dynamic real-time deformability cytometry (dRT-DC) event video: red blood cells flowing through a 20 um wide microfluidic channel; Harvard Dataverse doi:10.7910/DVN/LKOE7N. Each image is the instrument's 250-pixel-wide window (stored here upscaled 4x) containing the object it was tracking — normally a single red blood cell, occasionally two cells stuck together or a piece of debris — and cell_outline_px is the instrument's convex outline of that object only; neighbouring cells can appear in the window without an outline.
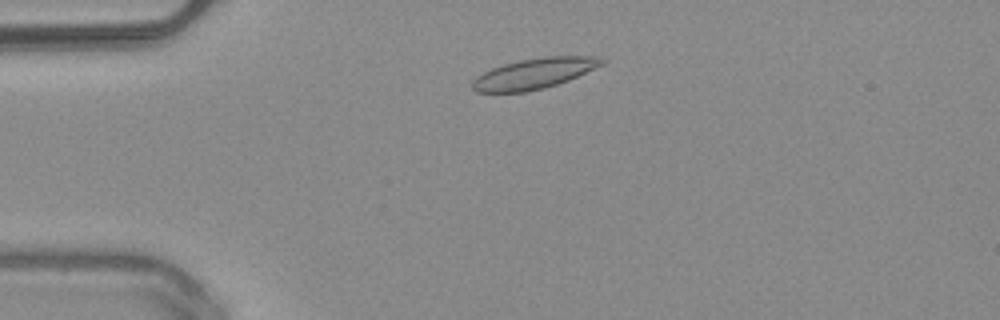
{"species": "common noctule bat (a hibernating species)", "species_latin": "Nyctalus noctula", "temperature_condition": "warm", "stored_images_in_passage": 45, "camera_frame_rate_fps": 3000, "um_per_image_px": 0.085, "animal": {"sex": "male", "body_mass_g": 20.4}, "frame": {"image": 1, "passage_image": 6, "time_ms": 1.667, "image_size_px": [1000, 320], "cell_outline_px": [[608, 60], [604, 64], [568, 80], [544, 88], [524, 92], [476, 92], [472, 88], [472, 80], [476, 76], [492, 68], [504, 64], [520, 60], [544, 56], [600, 56]], "centroid_in_image_um": [45.42, 6.24], "position_along_channel_um": 39.6, "area_um2": 23.06}}
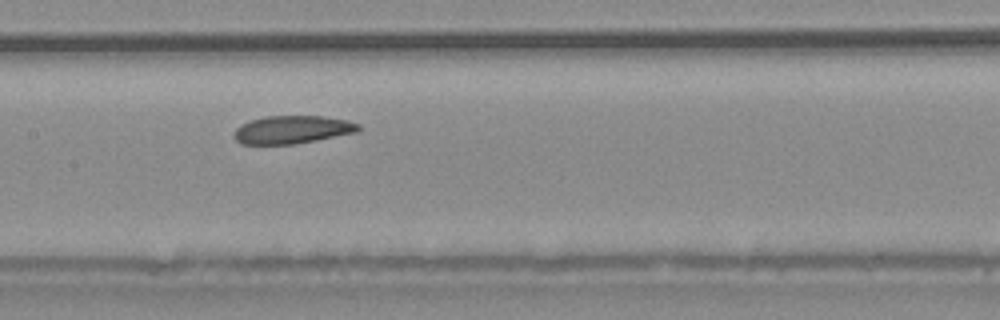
{"frame": {"image": 2, "passage_image": 19, "time_ms": 6.0, "image_size_px": [1000, 320], "cell_outline_px": [[360, 128], [356, 132], [316, 140], [292, 144], [240, 144], [232, 136], [236, 128], [240, 124], [264, 116], [324, 116], [348, 120], [360, 124]], "centroid_in_image_um": [24.82, 11.01], "position_along_channel_um": 182.6, "area_um2": 20.29}}
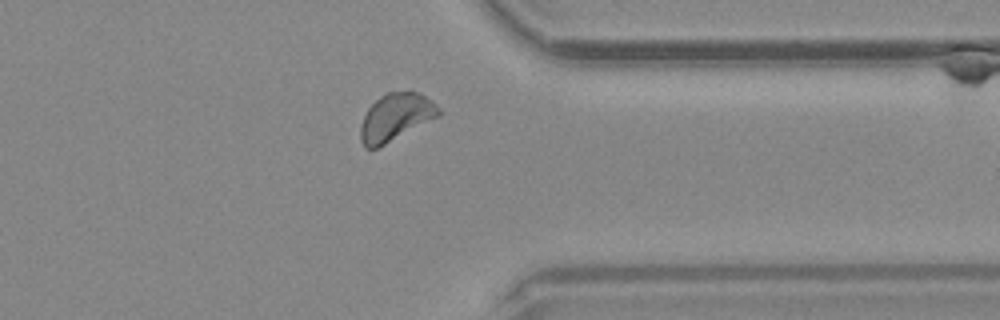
{"frame": {"image": 3, "passage_image": 34, "time_ms": 11.0, "image_size_px": [1000, 320], "cell_outline_px": [[440, 116], [376, 148], [364, 148], [360, 140], [360, 128], [364, 116], [368, 108], [380, 96], [388, 92], [420, 92], [432, 100], [440, 108]], "centroid_in_image_um": [33.64, 9.95], "position_along_channel_um": 377.8, "area_um2": 21.39}, "authors_computed_cell_mechanics": {"area_um2": 21.2704, "velocity_mm_per_s": 4.0014, "shape_relaxation_time_tau1_ms": null, "shape_relaxation_time_tau2_ms": 2.4827, "deformation_change_tau1": null, "deformation_change_tau2": 0.0734}}